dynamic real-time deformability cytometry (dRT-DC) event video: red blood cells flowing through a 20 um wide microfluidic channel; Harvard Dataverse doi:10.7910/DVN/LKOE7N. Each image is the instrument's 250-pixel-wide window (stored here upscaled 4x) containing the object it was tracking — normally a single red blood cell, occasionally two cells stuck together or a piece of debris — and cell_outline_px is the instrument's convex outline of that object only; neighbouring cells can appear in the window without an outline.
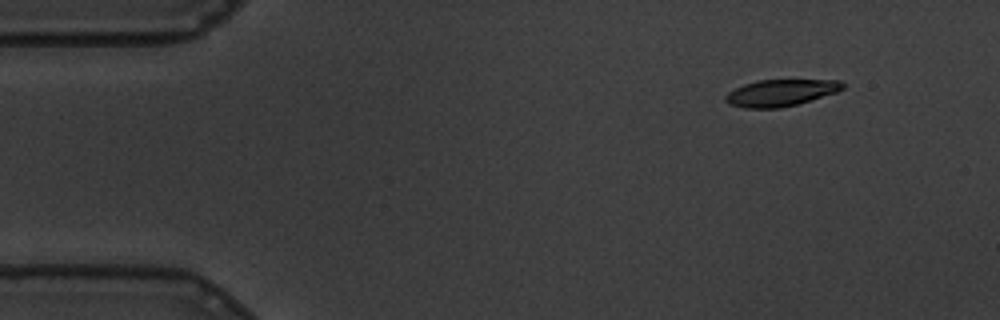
{"species": "common noctule bat (a hibernating species)", "species_latin": "Nyctalus noctula", "temperature_condition": "warm", "stored_images_in_passage": 53, "camera_frame_rate_fps": 3000, "um_per_image_px": 0.085, "animal": {"sex": "male", "body_mass_g": 19.5, "forearm_length_mm": 54.6}, "frame": {"image": 1, "passage_image": 1, "time_ms": 0.0, "image_size_px": [1000, 320], "cell_outline_px": [[844, 88], [836, 92], [796, 104], [780, 108], [744, 108], [728, 104], [724, 100], [724, 96], [728, 92], [744, 84], [760, 80], [840, 80], [844, 84]], "centroid_in_image_um": [66.32, 7.89], "position_along_channel_um": 18.7, "area_um2": 18.09}}
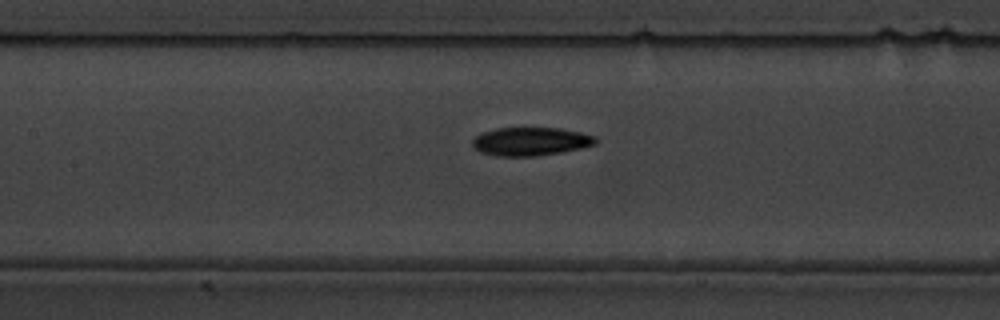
{"frame": {"image": 2, "passage_image": 21, "time_ms": 6.667, "image_size_px": [1000, 320], "cell_outline_px": [[596, 144], [580, 148], [560, 152], [536, 156], [496, 156], [480, 152], [472, 144], [472, 140], [476, 136], [484, 132], [496, 128], [560, 128], [580, 132], [596, 136]], "centroid_in_image_um": [45.1, 12.02], "position_along_channel_um": 162.3, "area_um2": 20.23}}
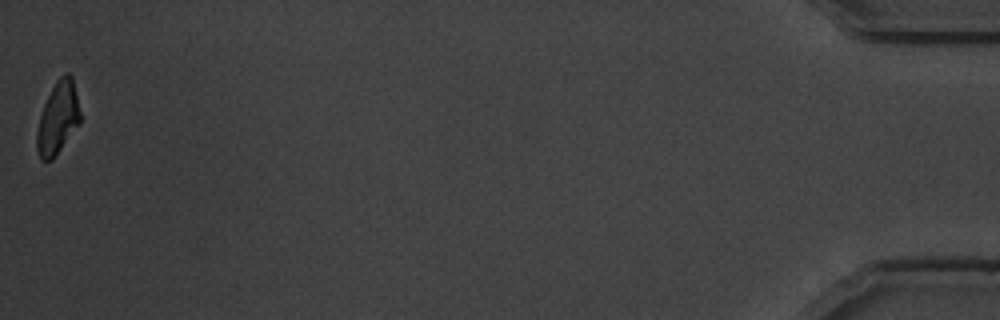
{"frame": {"image": 3, "passage_image": 53, "time_ms": 17.333, "image_size_px": [1000, 320], "cell_outline_px": [[80, 124], [52, 160], [40, 160], [36, 148], [36, 132], [40, 116], [44, 104], [56, 80], [64, 72], [68, 72], [72, 76], [80, 112]], "centroid_in_image_um": [4.91, 10.04], "position_along_channel_um": 430.3, "area_um2": 18.26}, "authors_computed_cell_mechanics": {"area_um2": 19.941, "velocity_mm_per_s": 3.4374, "shape_relaxation_time_tau1_ms": 3.5509, "shape_relaxation_time_tau2_ms": 5.2677, "deformation_change_tau1": 0.1342, "deformation_change_tau2": 0.1161}}